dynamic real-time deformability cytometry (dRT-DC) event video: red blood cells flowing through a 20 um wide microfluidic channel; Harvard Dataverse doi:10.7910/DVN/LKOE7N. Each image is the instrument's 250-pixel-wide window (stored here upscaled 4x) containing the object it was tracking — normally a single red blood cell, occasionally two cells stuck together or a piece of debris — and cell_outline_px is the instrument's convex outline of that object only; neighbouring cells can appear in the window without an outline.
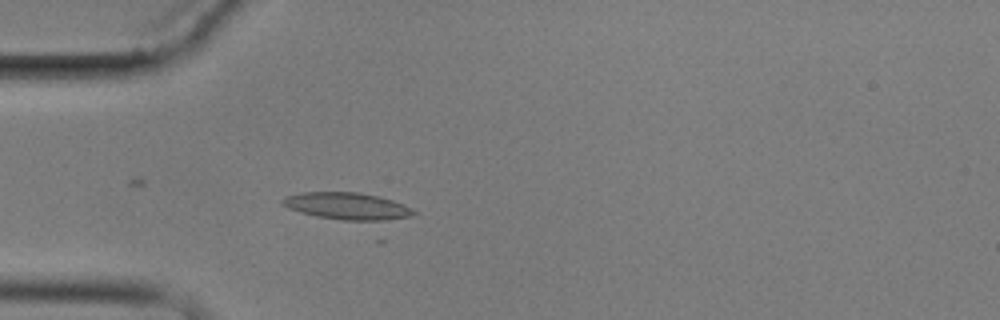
{"species": "common noctule bat (a hibernating species)", "species_latin": "Nyctalus noctula", "temperature_condition": "cold", "stored_images_in_passage": 5, "camera_frame_rate_fps": 3000, "um_per_image_px": 0.085, "animal": {"sex": "male", "body_mass_g": 17.9}, "frame": {"image": 1, "passage_image": 5, "time_ms": 4.667, "image_size_px": [1000, 320], "cell_outline_px": [[420, 212], [408, 216], [376, 224], [344, 220], [316, 216], [300, 212], [288, 208], [280, 204], [280, 200], [284, 196], [300, 192], [360, 192], [392, 200], [404, 204]], "centroid_in_image_um": [29.55, 17.55], "position_along_channel_um": 55.4, "area_um2": 21.44}}